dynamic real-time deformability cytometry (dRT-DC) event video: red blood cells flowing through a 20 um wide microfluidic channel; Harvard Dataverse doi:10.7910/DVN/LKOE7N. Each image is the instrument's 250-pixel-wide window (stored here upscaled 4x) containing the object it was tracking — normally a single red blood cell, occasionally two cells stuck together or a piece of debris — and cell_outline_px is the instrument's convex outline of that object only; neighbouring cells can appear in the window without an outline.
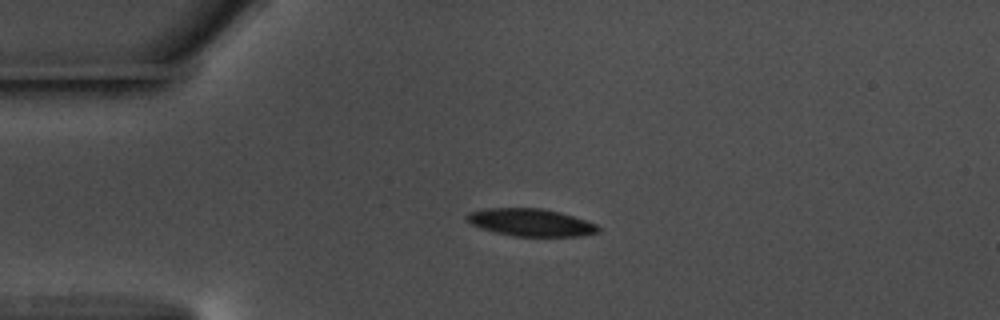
{"species": "common noctule bat (a hibernating species)", "species_latin": "Nyctalus noctula", "temperature_condition": "warm", "stored_images_in_passage": 44, "camera_frame_rate_fps": 3000, "um_per_image_px": 0.085, "animal": {"sex": "male", "body_mass_g": 17.5, "forearm_length_mm": 52.3}, "frame": {"image": 1, "passage_image": 1, "time_ms": 0.0, "image_size_px": [1000, 320], "cell_outline_px": [[600, 232], [584, 236], [516, 236], [496, 232], [480, 228], [464, 220], [464, 216], [468, 212], [484, 208], [540, 208], [560, 212], [596, 224], [600, 228]], "centroid_in_image_um": [45.08, 18.9], "position_along_channel_um": 39.9, "area_um2": 21.1}}
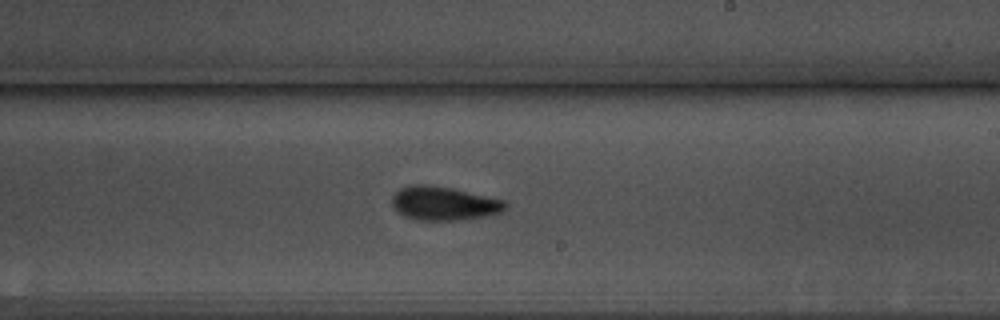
{"frame": {"image": 2, "passage_image": 21, "time_ms": 6.667, "image_size_px": [1000, 320], "cell_outline_px": [[508, 204], [500, 212], [460, 220], [416, 220], [404, 216], [392, 204], [392, 196], [400, 188], [412, 184], [424, 184], [452, 188], [504, 200]], "centroid_in_image_um": [37.69, 17.28], "position_along_channel_um": 251.3, "area_um2": 21.96}}
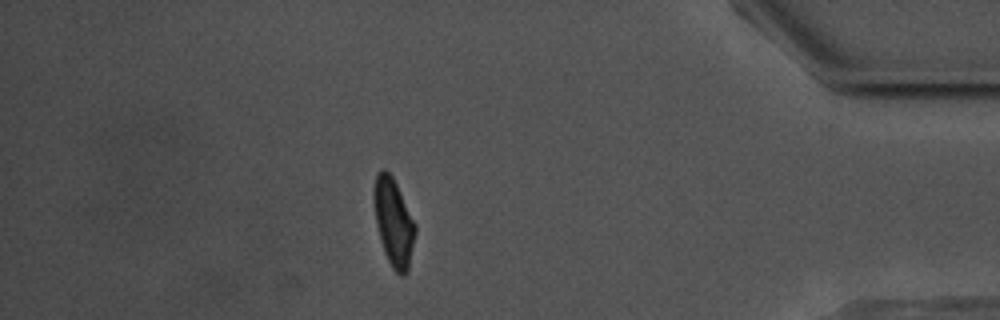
{"frame": {"image": 3, "passage_image": 37, "time_ms": 12.0, "image_size_px": [1000, 320], "cell_outline_px": [[416, 232], [408, 272], [404, 276], [400, 276], [392, 268], [384, 252], [376, 224], [372, 200], [372, 192], [376, 172], [380, 168], [384, 168], [392, 176], [416, 224]], "centroid_in_image_um": [33.43, 18.88], "position_along_channel_um": 401.8, "area_um2": 21.44}, "authors_computed_cell_mechanics": {"area_um2": 21.4149, "velocity_mm_per_s": 3.5986, "shape_relaxation_time_tau1_ms": 3.635, "shape_relaxation_time_tau2_ms": 2.9216, "deformation_change_tau1": 0.127, "deformation_change_tau2": 0.0794}}